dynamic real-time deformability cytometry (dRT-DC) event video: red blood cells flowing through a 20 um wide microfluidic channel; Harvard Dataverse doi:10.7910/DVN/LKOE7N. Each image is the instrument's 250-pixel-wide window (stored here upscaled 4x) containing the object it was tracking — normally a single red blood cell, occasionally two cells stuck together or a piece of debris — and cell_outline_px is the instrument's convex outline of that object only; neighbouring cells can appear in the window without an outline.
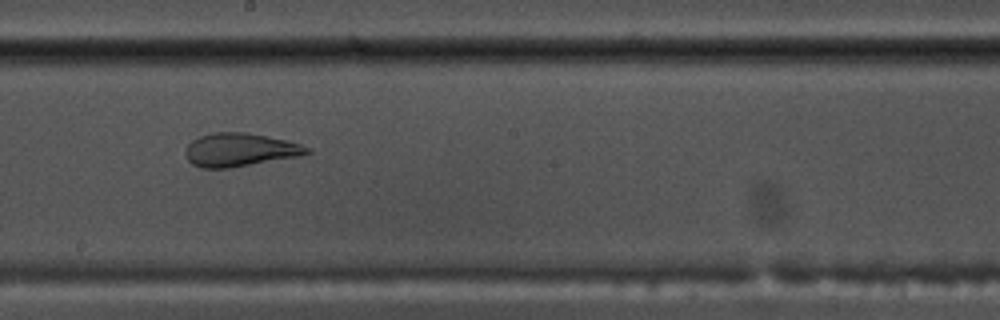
{"species": "common noctule bat (a hibernating species)", "species_latin": "Nyctalus noctula", "temperature_condition": "warm", "stored_images_in_passage": 54, "camera_frame_rate_fps": 3000, "um_per_image_px": 0.085, "animal": {"sex": "male", "body_mass_g": 17.5, "forearm_length_mm": 52.3}, "frame": {"image": 1, "passage_image": 30, "time_ms": 9.667, "image_size_px": [1000, 320], "cell_outline_px": [[312, 152], [300, 156], [228, 168], [200, 168], [192, 164], [184, 156], [184, 152], [188, 144], [192, 140], [200, 136], [212, 132], [244, 132], [288, 140], [312, 148]], "centroid_in_image_um": [20.38, 12.73], "position_along_channel_um": 227.8, "area_um2": 23.76}}
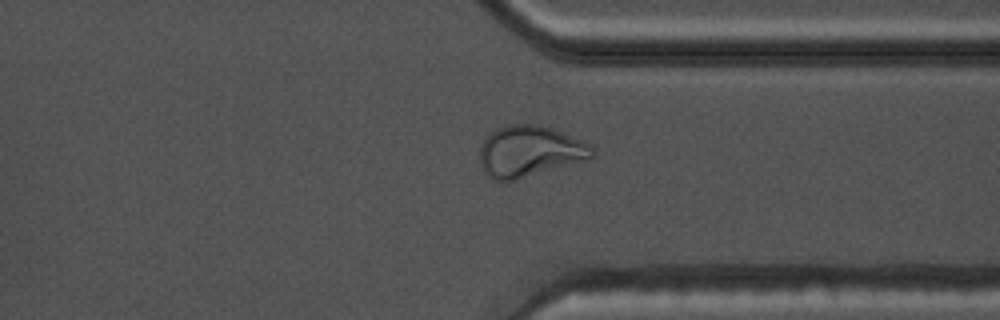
{"frame": {"image": 2, "passage_image": 41, "time_ms": 13.333, "image_size_px": [1000, 320], "cell_outline_px": [[596, 156], [588, 160], [508, 184], [504, 184], [492, 180], [484, 172], [480, 164], [480, 148], [484, 140], [496, 128], [508, 124], [532, 124], [552, 128], [580, 140], [588, 144], [592, 148]], "centroid_in_image_um": [45.0, 12.93], "position_along_channel_um": 366.4, "area_um2": 34.33}}
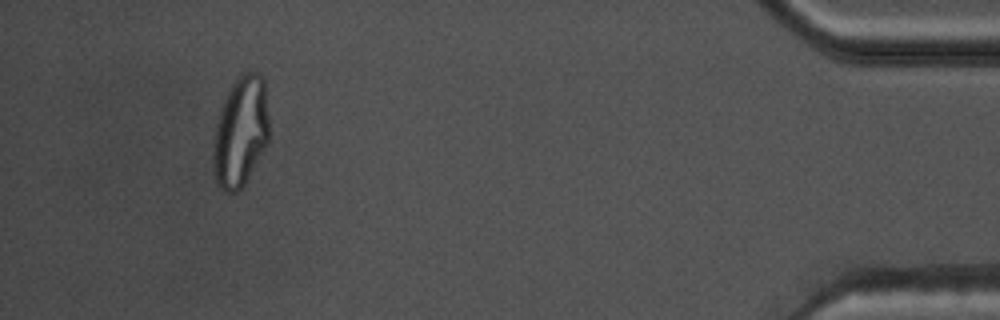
{"frame": {"image": 3, "passage_image": 50, "time_ms": 16.333, "image_size_px": [1000, 320], "cell_outline_px": [[268, 140], [264, 148], [244, 184], [236, 192], [224, 192], [220, 188], [216, 180], [212, 156], [216, 124], [220, 108], [232, 84], [244, 72], [260, 72], [264, 80], [268, 112]], "centroid_in_image_um": [20.44, 11.18], "position_along_channel_um": 414.8, "area_um2": 35.55}}